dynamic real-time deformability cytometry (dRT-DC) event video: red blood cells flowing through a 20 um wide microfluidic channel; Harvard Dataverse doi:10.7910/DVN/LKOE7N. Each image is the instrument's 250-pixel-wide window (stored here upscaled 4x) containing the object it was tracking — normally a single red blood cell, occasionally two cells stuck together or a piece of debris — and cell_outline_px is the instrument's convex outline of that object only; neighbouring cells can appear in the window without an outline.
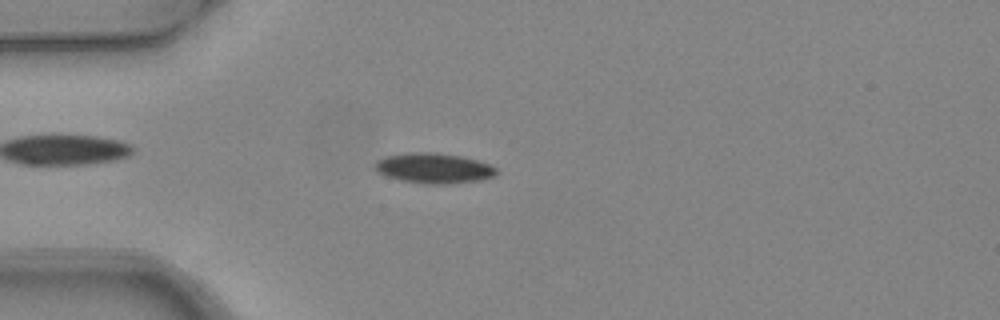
{"species": "common noctule bat (a hibernating species)", "species_latin": "Nyctalus noctula", "temperature_condition": "warm", "stored_images_in_passage": 4, "camera_frame_rate_fps": 3000, "um_per_image_px": 0.085, "animal": {"sex": "female", "body_mass_g": 24.6, "forearm_length_mm": 56.2}, "frame": {"image": 1, "passage_image": 4, "time_ms": 1.0, "image_size_px": [1000, 320], "cell_outline_px": [[496, 172], [492, 176], [480, 180], [448, 184], [424, 184], [400, 180], [388, 176], [380, 172], [376, 168], [376, 160], [388, 156], [404, 152], [436, 152], [460, 156], [476, 160], [488, 164], [496, 168]], "centroid_in_image_um": [36.86, 14.29], "position_along_channel_um": 48.1, "area_um2": 21.15}}